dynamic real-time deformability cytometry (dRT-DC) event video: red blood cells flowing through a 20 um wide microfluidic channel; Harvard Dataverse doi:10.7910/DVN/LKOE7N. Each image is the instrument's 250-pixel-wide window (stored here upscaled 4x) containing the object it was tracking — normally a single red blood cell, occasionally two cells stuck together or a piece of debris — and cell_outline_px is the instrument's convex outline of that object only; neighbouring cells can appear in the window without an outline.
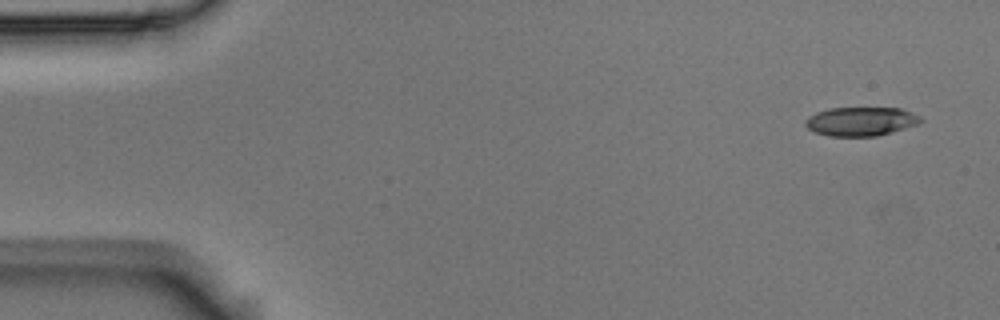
{"species": "Egyptian fruit bat (a non-hibernating species)", "species_latin": "Rousettus aegyptiacus", "temperature_condition": "room temperature", "stored_images_in_passage": 5, "camera_frame_rate_fps": 3000, "um_per_image_px": 0.085, "animal": {"sex": "male"}, "frame": {"image": 1, "passage_image": 1, "time_ms": 0.0, "image_size_px": [1000, 320], "cell_outline_px": [[924, 120], [920, 124], [892, 132], [876, 136], [832, 136], [816, 132], [808, 128], [804, 124], [804, 120], [808, 116], [816, 112], [828, 108], [900, 108], [912, 112], [920, 116]], "centroid_in_image_um": [73.2, 10.31], "position_along_channel_um": 11.8, "area_um2": 19.54}}
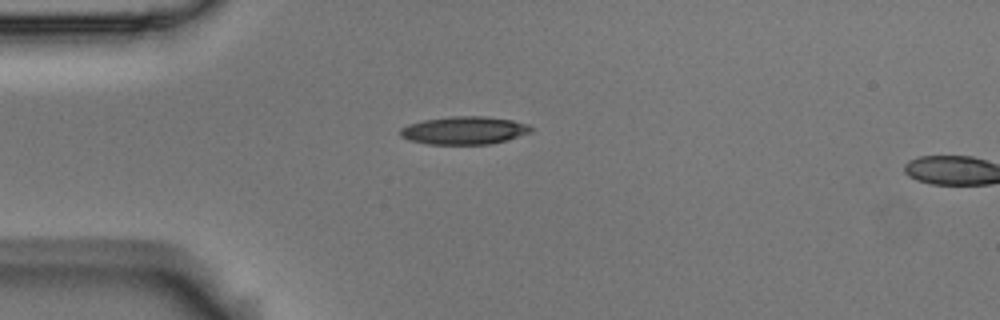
{"frame": {"image": 2, "passage_image": 4, "time_ms": 1.0, "image_size_px": [1000, 320], "cell_outline_px": [[536, 128], [532, 132], [508, 140], [488, 144], [428, 144], [408, 140], [400, 136], [400, 128], [408, 124], [424, 120], [452, 116], [484, 116], [512, 120], [528, 124]], "centroid_in_image_um": [39.49, 11.08], "position_along_channel_um": 45.5, "area_um2": 21.44}}